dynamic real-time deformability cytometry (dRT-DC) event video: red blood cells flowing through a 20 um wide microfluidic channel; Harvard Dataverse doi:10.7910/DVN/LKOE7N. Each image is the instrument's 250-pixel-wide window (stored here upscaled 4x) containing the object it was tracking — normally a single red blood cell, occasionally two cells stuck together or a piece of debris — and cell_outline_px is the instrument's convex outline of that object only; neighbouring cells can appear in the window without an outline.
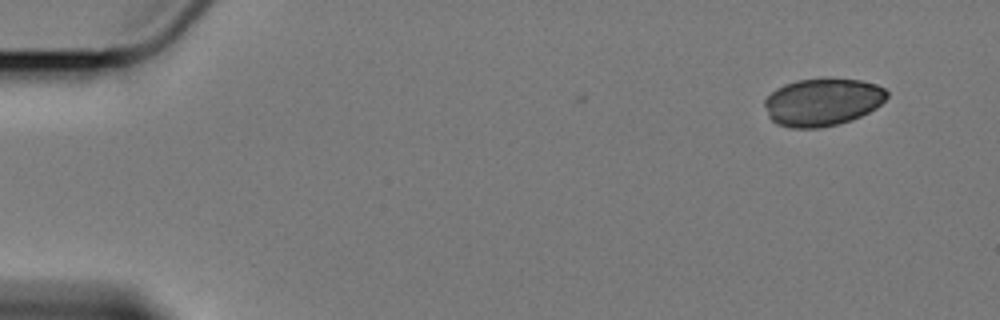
{"species": "Egyptian fruit bat (a non-hibernating species)", "species_latin": "Rousettus aegyptiacus", "temperature_condition": "cold", "stored_images_in_passage": 2, "camera_frame_rate_fps": 3000, "um_per_image_px": 0.085, "animal": {"sex": "female"}, "frame": {"image": 1, "passage_image": 2, "time_ms": 1.0, "image_size_px": [1000, 320], "cell_outline_px": [[888, 96], [876, 108], [852, 120], [820, 128], [792, 128], [776, 124], [768, 116], [764, 104], [764, 100], [776, 88], [784, 84], [796, 80], [860, 80], [876, 84], [884, 88], [888, 92]], "centroid_in_image_um": [69.89, 8.7], "position_along_channel_um": 15.1, "area_um2": 33.58}}